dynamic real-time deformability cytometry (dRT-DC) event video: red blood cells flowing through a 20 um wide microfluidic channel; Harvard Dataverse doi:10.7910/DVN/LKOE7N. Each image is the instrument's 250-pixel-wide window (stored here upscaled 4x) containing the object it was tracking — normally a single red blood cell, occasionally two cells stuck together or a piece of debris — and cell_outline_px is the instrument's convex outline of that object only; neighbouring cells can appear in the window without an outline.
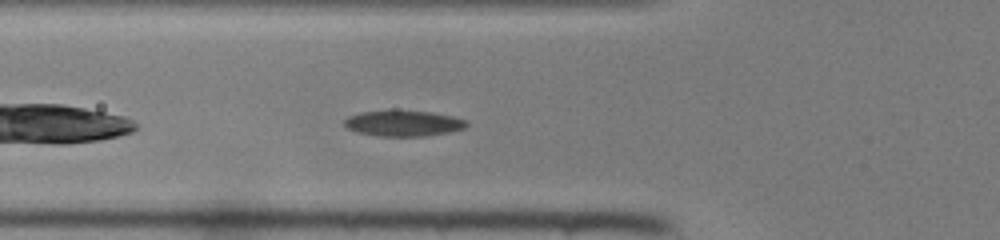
{"species": "common noctule bat (a hibernating species)", "species_latin": "Nyctalus noctula", "temperature_condition": "room temperature", "stored_images_in_passage": 37, "camera_frame_rate_fps": 3000, "um_per_image_px": 0.085, "animal": {"sex": "female", "body_mass_g": 22.0, "forearm_length_mm": 56.7}, "frame": {"image": 1, "passage_image": 5, "time_ms": 1.333, "image_size_px": [1000, 240], "cell_outline_px": [[468, 124], [464, 128], [448, 132], [428, 136], [376, 136], [356, 132], [348, 128], [344, 124], [344, 120], [348, 116], [360, 112], [432, 112], [452, 116], [468, 120]], "centroid_in_image_um": [34.3, 10.51], "position_along_channel_um": 91.5, "area_um2": 17.98}}
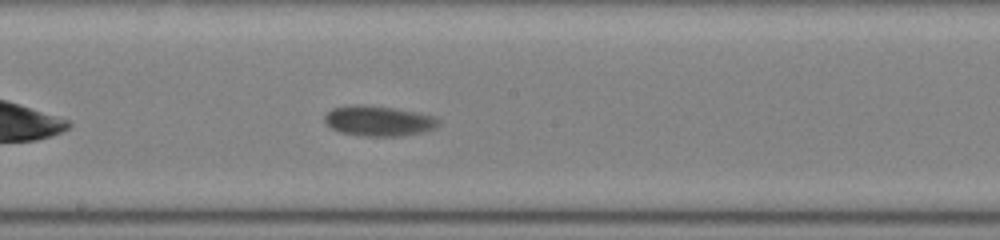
{"frame": {"image": 2, "passage_image": 14, "time_ms": 4.333, "image_size_px": [1000, 240], "cell_outline_px": [[440, 124], [436, 128], [420, 132], [400, 136], [360, 136], [340, 132], [332, 128], [324, 120], [324, 116], [332, 108], [352, 104], [364, 104], [392, 108], [416, 112], [432, 116], [440, 120]], "centroid_in_image_um": [32.16, 10.27], "position_along_channel_um": 216.0, "area_um2": 20.06}}
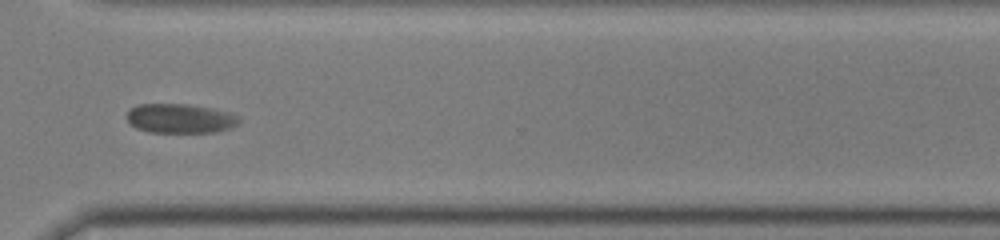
{"frame": {"image": 3, "passage_image": 24, "time_ms": 7.667, "image_size_px": [1000, 240], "cell_outline_px": [[240, 120], [236, 124], [228, 128], [216, 132], [148, 132], [136, 128], [128, 120], [128, 108], [136, 104], [188, 104], [212, 108], [228, 112], [240, 116]], "centroid_in_image_um": [15.3, 10.06], "position_along_channel_um": 355.3, "area_um2": 19.19}}